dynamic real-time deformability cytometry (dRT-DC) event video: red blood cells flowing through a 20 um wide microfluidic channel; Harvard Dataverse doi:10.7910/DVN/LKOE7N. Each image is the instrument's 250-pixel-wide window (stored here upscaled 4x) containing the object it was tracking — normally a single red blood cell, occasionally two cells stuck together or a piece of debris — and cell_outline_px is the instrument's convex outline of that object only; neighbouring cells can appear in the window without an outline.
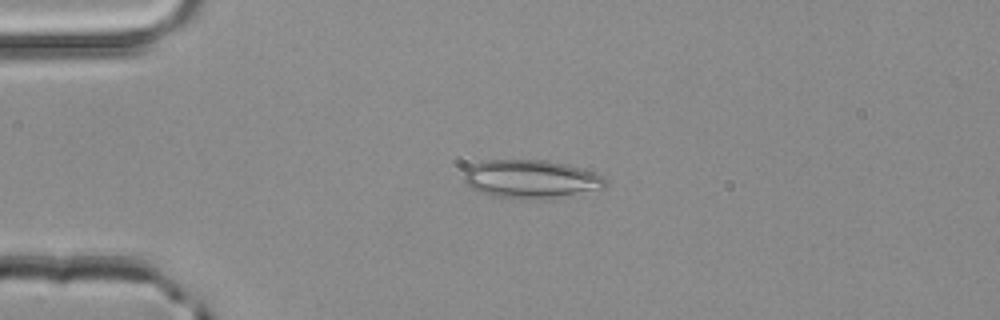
{"species": "common noctule bat (a hibernating species)", "species_latin": "Nyctalus noctula", "temperature_condition": "room temperature", "stored_images_in_passage": 45, "camera_frame_rate_fps": 3000, "um_per_image_px": 0.085, "animal": {"sex": "male", "body_mass_g": 20.4}, "frame": {"image": 1, "passage_image": 12, "time_ms": 3.667, "image_size_px": [1000, 320], "cell_outline_px": [[608, 184], [604, 188], [556, 200], [520, 200], [492, 196], [480, 192], [472, 188], [464, 180], [464, 172], [472, 164], [484, 160], [548, 160], [568, 164], [604, 176]], "centroid_in_image_um": [45.19, 15.26], "position_along_channel_um": 39.8, "area_um2": 32.6}}
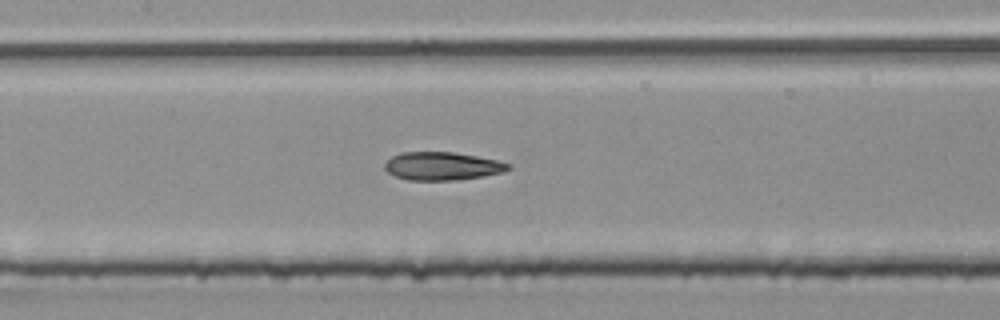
{"frame": {"image": 2, "passage_image": 24, "time_ms": 7.667, "image_size_px": [1000, 320], "cell_outline_px": [[512, 168], [504, 172], [456, 180], [408, 180], [396, 176], [388, 172], [384, 168], [384, 164], [392, 156], [400, 152], [456, 152], [500, 160], [512, 164]], "centroid_in_image_um": [37.63, 14.1], "position_along_channel_um": 169.8, "area_um2": 20.4}}
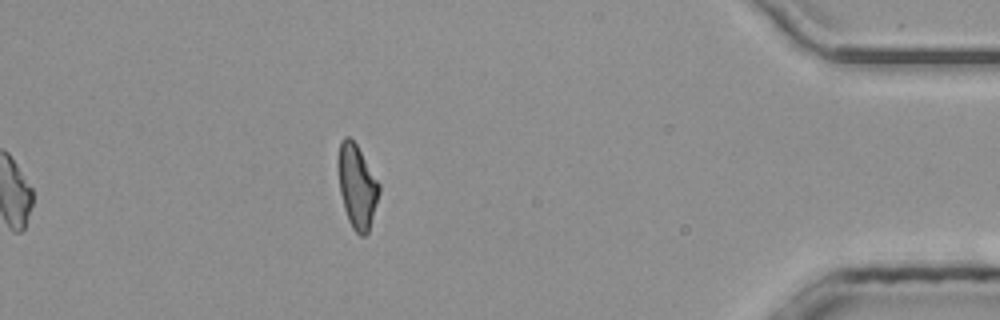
{"frame": {"image": 3, "passage_image": 45, "time_ms": 14.667, "image_size_px": [1000, 320], "cell_outline_px": [[380, 192], [368, 232], [364, 236], [360, 236], [352, 228], [348, 220], [344, 208], [340, 192], [336, 164], [336, 160], [340, 140], [344, 136], [348, 136], [356, 144], [380, 184]], "centroid_in_image_um": [30.31, 15.81], "position_along_channel_um": 404.9, "area_um2": 20.17}, "authors_computed_cell_mechanics": {"area_um2": 20.6924, "velocity_mm_per_s": 4.0706, "shape_relaxation_time_tau1_ms": 9.3717, "shape_relaxation_time_tau2_ms": 1.3956, "deformation_change_tau1": 0.2277, "deformation_change_tau2": 0.0898}}